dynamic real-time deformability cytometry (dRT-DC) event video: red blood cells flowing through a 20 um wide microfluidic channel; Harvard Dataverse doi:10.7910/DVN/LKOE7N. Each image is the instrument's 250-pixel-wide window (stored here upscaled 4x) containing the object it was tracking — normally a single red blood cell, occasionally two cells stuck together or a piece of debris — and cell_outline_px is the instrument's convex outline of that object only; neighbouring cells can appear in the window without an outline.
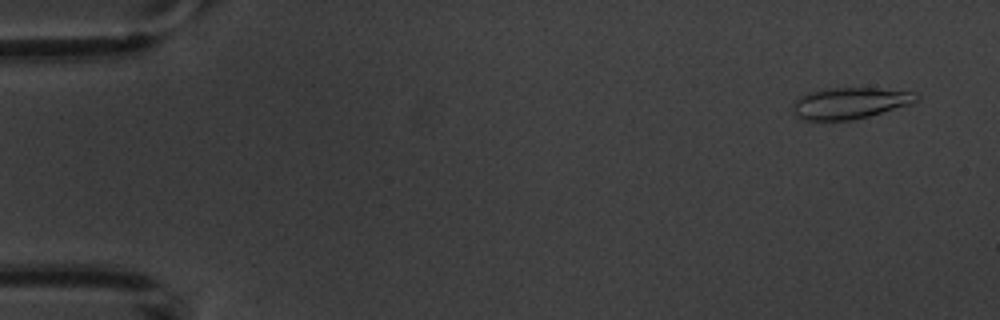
{"species": "common noctule bat (a hibernating species)", "species_latin": "Nyctalus noctula", "temperature_condition": "warm", "stored_images_in_passage": 5, "camera_frame_rate_fps": 3000, "um_per_image_px": 0.085, "animal": {"sex": "male", "body_mass_g": 20.1, "forearm_length_mm": 53.5}, "frame": {"image": 1, "passage_image": 1, "time_ms": 0.0, "image_size_px": [1000, 320], "cell_outline_px": [[920, 96], [912, 104], [868, 116], [852, 120], [800, 120], [792, 112], [792, 108], [796, 100], [800, 96], [812, 92], [828, 88], [876, 88], [912, 92]], "centroid_in_image_um": [72.22, 8.77], "position_along_channel_um": 12.8, "area_um2": 22.43}}
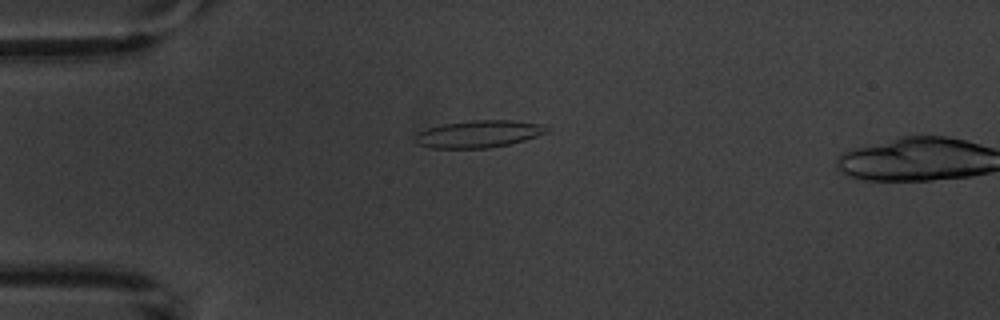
{"frame": {"image": 2, "passage_image": 4, "time_ms": 3.667, "image_size_px": [1000, 320], "cell_outline_px": [[548, 132], [524, 140], [508, 144], [488, 148], [428, 148], [416, 144], [412, 140], [412, 136], [416, 132], [428, 128], [444, 124], [472, 120], [512, 120], [540, 124], [548, 128]], "centroid_in_image_um": [40.59, 11.39], "position_along_channel_um": 44.4, "area_um2": 20.98}}